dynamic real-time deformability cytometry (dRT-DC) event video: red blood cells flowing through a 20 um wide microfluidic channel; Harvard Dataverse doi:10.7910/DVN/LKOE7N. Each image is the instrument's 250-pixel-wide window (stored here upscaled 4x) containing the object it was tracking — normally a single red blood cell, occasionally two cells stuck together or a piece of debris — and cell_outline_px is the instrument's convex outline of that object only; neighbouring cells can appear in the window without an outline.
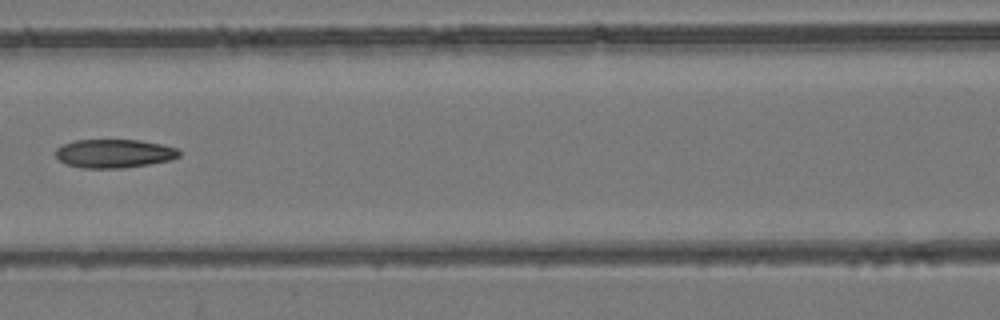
{"species": "common noctule bat (a hibernating species)", "species_latin": "Nyctalus noctula", "temperature_condition": "room temperature", "stored_images_in_passage": 9, "camera_frame_rate_fps": 3000, "um_per_image_px": 0.085, "animal": {"sex": "female", "body_mass_g": 24.6, "forearm_length_mm": 56.2}, "frame": {"image": 1, "passage_image": 8, "time_ms": 8.0, "image_size_px": [1000, 320], "cell_outline_px": [[180, 156], [172, 160], [124, 168], [80, 168], [64, 164], [56, 156], [56, 148], [72, 140], [140, 140], [160, 144], [176, 148], [180, 152]], "centroid_in_image_um": [9.68, 13.05], "position_along_channel_um": 156.9, "area_um2": 20.69}}
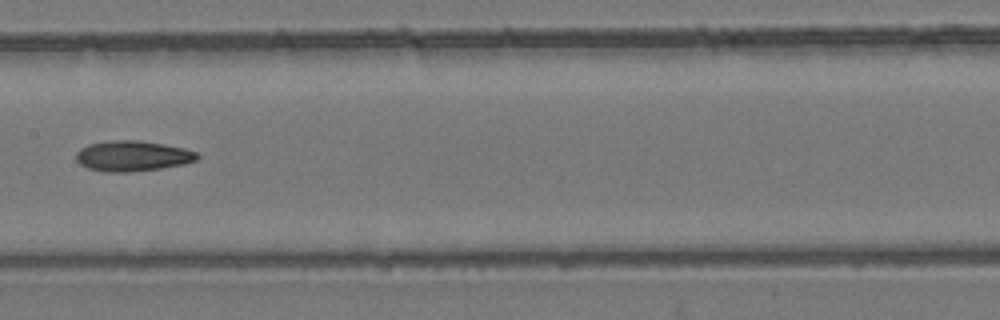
{"frame": {"image": 2, "passage_image": 9, "time_ms": 9.0, "image_size_px": [1000, 320], "cell_outline_px": [[200, 156], [196, 160], [184, 164], [160, 168], [128, 172], [104, 172], [88, 168], [80, 164], [76, 160], [76, 152], [80, 148], [88, 144], [112, 140], [136, 140], [164, 144], [184, 148], [196, 152]], "centroid_in_image_um": [11.24, 13.25], "position_along_channel_um": 196.2, "area_um2": 21.5}}